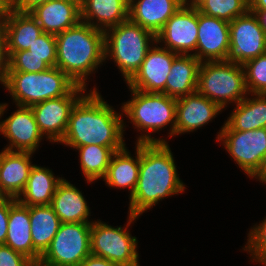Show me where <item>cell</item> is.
<instances>
[{
  "label": "cell",
  "mask_w": 266,
  "mask_h": 266,
  "mask_svg": "<svg viewBox=\"0 0 266 266\" xmlns=\"http://www.w3.org/2000/svg\"><path fill=\"white\" fill-rule=\"evenodd\" d=\"M178 55L164 47L151 46L139 70L126 84L131 89L165 94L167 76Z\"/></svg>",
  "instance_id": "cell-15"
},
{
  "label": "cell",
  "mask_w": 266,
  "mask_h": 266,
  "mask_svg": "<svg viewBox=\"0 0 266 266\" xmlns=\"http://www.w3.org/2000/svg\"><path fill=\"white\" fill-rule=\"evenodd\" d=\"M197 92L222 109L228 102L239 103L249 95L243 65L227 61L201 62Z\"/></svg>",
  "instance_id": "cell-6"
},
{
  "label": "cell",
  "mask_w": 266,
  "mask_h": 266,
  "mask_svg": "<svg viewBox=\"0 0 266 266\" xmlns=\"http://www.w3.org/2000/svg\"><path fill=\"white\" fill-rule=\"evenodd\" d=\"M79 266H118L111 261L90 254Z\"/></svg>",
  "instance_id": "cell-40"
},
{
  "label": "cell",
  "mask_w": 266,
  "mask_h": 266,
  "mask_svg": "<svg viewBox=\"0 0 266 266\" xmlns=\"http://www.w3.org/2000/svg\"><path fill=\"white\" fill-rule=\"evenodd\" d=\"M52 0H10L11 10L30 13L32 10Z\"/></svg>",
  "instance_id": "cell-39"
},
{
  "label": "cell",
  "mask_w": 266,
  "mask_h": 266,
  "mask_svg": "<svg viewBox=\"0 0 266 266\" xmlns=\"http://www.w3.org/2000/svg\"><path fill=\"white\" fill-rule=\"evenodd\" d=\"M196 58L200 62L225 61L230 44L229 22L198 11Z\"/></svg>",
  "instance_id": "cell-16"
},
{
  "label": "cell",
  "mask_w": 266,
  "mask_h": 266,
  "mask_svg": "<svg viewBox=\"0 0 266 266\" xmlns=\"http://www.w3.org/2000/svg\"><path fill=\"white\" fill-rule=\"evenodd\" d=\"M2 22L7 35L9 57L16 51L27 50L34 40L44 33L30 13L10 10Z\"/></svg>",
  "instance_id": "cell-25"
},
{
  "label": "cell",
  "mask_w": 266,
  "mask_h": 266,
  "mask_svg": "<svg viewBox=\"0 0 266 266\" xmlns=\"http://www.w3.org/2000/svg\"><path fill=\"white\" fill-rule=\"evenodd\" d=\"M248 93L266 94V53L243 64Z\"/></svg>",
  "instance_id": "cell-32"
},
{
  "label": "cell",
  "mask_w": 266,
  "mask_h": 266,
  "mask_svg": "<svg viewBox=\"0 0 266 266\" xmlns=\"http://www.w3.org/2000/svg\"><path fill=\"white\" fill-rule=\"evenodd\" d=\"M6 198H7V196L5 195V193L0 188V201L5 200Z\"/></svg>",
  "instance_id": "cell-46"
},
{
  "label": "cell",
  "mask_w": 266,
  "mask_h": 266,
  "mask_svg": "<svg viewBox=\"0 0 266 266\" xmlns=\"http://www.w3.org/2000/svg\"><path fill=\"white\" fill-rule=\"evenodd\" d=\"M33 153L2 150L0 152V188L7 197L18 198L24 191L34 164Z\"/></svg>",
  "instance_id": "cell-20"
},
{
  "label": "cell",
  "mask_w": 266,
  "mask_h": 266,
  "mask_svg": "<svg viewBox=\"0 0 266 266\" xmlns=\"http://www.w3.org/2000/svg\"><path fill=\"white\" fill-rule=\"evenodd\" d=\"M30 14L43 32L56 36L81 21L80 0H52Z\"/></svg>",
  "instance_id": "cell-18"
},
{
  "label": "cell",
  "mask_w": 266,
  "mask_h": 266,
  "mask_svg": "<svg viewBox=\"0 0 266 266\" xmlns=\"http://www.w3.org/2000/svg\"><path fill=\"white\" fill-rule=\"evenodd\" d=\"M185 0H129V19L157 35Z\"/></svg>",
  "instance_id": "cell-21"
},
{
  "label": "cell",
  "mask_w": 266,
  "mask_h": 266,
  "mask_svg": "<svg viewBox=\"0 0 266 266\" xmlns=\"http://www.w3.org/2000/svg\"><path fill=\"white\" fill-rule=\"evenodd\" d=\"M236 104L221 130L249 131L266 128V94H251Z\"/></svg>",
  "instance_id": "cell-27"
},
{
  "label": "cell",
  "mask_w": 266,
  "mask_h": 266,
  "mask_svg": "<svg viewBox=\"0 0 266 266\" xmlns=\"http://www.w3.org/2000/svg\"><path fill=\"white\" fill-rule=\"evenodd\" d=\"M123 148L124 147H104L96 144L77 147L76 149L80 152V166L87 183L103 178L107 172L113 154Z\"/></svg>",
  "instance_id": "cell-30"
},
{
  "label": "cell",
  "mask_w": 266,
  "mask_h": 266,
  "mask_svg": "<svg viewBox=\"0 0 266 266\" xmlns=\"http://www.w3.org/2000/svg\"><path fill=\"white\" fill-rule=\"evenodd\" d=\"M28 55L46 57L50 67H56V36L48 33L41 34L29 46Z\"/></svg>",
  "instance_id": "cell-35"
},
{
  "label": "cell",
  "mask_w": 266,
  "mask_h": 266,
  "mask_svg": "<svg viewBox=\"0 0 266 266\" xmlns=\"http://www.w3.org/2000/svg\"><path fill=\"white\" fill-rule=\"evenodd\" d=\"M10 197L0 201V244H5L8 232Z\"/></svg>",
  "instance_id": "cell-38"
},
{
  "label": "cell",
  "mask_w": 266,
  "mask_h": 266,
  "mask_svg": "<svg viewBox=\"0 0 266 266\" xmlns=\"http://www.w3.org/2000/svg\"><path fill=\"white\" fill-rule=\"evenodd\" d=\"M262 183H265L266 184V178L262 180Z\"/></svg>",
  "instance_id": "cell-48"
},
{
  "label": "cell",
  "mask_w": 266,
  "mask_h": 266,
  "mask_svg": "<svg viewBox=\"0 0 266 266\" xmlns=\"http://www.w3.org/2000/svg\"><path fill=\"white\" fill-rule=\"evenodd\" d=\"M7 104H0V118ZM4 121H0V133L9 140L5 150L34 153L44 135L40 132L33 110L28 106H17Z\"/></svg>",
  "instance_id": "cell-14"
},
{
  "label": "cell",
  "mask_w": 266,
  "mask_h": 266,
  "mask_svg": "<svg viewBox=\"0 0 266 266\" xmlns=\"http://www.w3.org/2000/svg\"><path fill=\"white\" fill-rule=\"evenodd\" d=\"M33 266H44V265H42L41 263H34V265Z\"/></svg>",
  "instance_id": "cell-47"
},
{
  "label": "cell",
  "mask_w": 266,
  "mask_h": 266,
  "mask_svg": "<svg viewBox=\"0 0 266 266\" xmlns=\"http://www.w3.org/2000/svg\"><path fill=\"white\" fill-rule=\"evenodd\" d=\"M34 262L25 255L0 244V266H33Z\"/></svg>",
  "instance_id": "cell-36"
},
{
  "label": "cell",
  "mask_w": 266,
  "mask_h": 266,
  "mask_svg": "<svg viewBox=\"0 0 266 266\" xmlns=\"http://www.w3.org/2000/svg\"><path fill=\"white\" fill-rule=\"evenodd\" d=\"M230 44L225 61L243 65L266 53V35L255 13L248 11L229 22Z\"/></svg>",
  "instance_id": "cell-11"
},
{
  "label": "cell",
  "mask_w": 266,
  "mask_h": 266,
  "mask_svg": "<svg viewBox=\"0 0 266 266\" xmlns=\"http://www.w3.org/2000/svg\"><path fill=\"white\" fill-rule=\"evenodd\" d=\"M1 84L10 92L17 106L28 107L67 95L77 85L58 67L38 73L8 71Z\"/></svg>",
  "instance_id": "cell-5"
},
{
  "label": "cell",
  "mask_w": 266,
  "mask_h": 266,
  "mask_svg": "<svg viewBox=\"0 0 266 266\" xmlns=\"http://www.w3.org/2000/svg\"><path fill=\"white\" fill-rule=\"evenodd\" d=\"M140 167L136 188L129 204V214L139 217L158 201L181 193L185 184L180 180L173 154L163 138L149 133L139 136Z\"/></svg>",
  "instance_id": "cell-1"
},
{
  "label": "cell",
  "mask_w": 266,
  "mask_h": 266,
  "mask_svg": "<svg viewBox=\"0 0 266 266\" xmlns=\"http://www.w3.org/2000/svg\"><path fill=\"white\" fill-rule=\"evenodd\" d=\"M29 217L33 246L42 255L59 230L61 221L50 205L29 206Z\"/></svg>",
  "instance_id": "cell-29"
},
{
  "label": "cell",
  "mask_w": 266,
  "mask_h": 266,
  "mask_svg": "<svg viewBox=\"0 0 266 266\" xmlns=\"http://www.w3.org/2000/svg\"><path fill=\"white\" fill-rule=\"evenodd\" d=\"M252 178H256V179L258 178L260 182L266 178V155L264 156L263 162L258 172Z\"/></svg>",
  "instance_id": "cell-44"
},
{
  "label": "cell",
  "mask_w": 266,
  "mask_h": 266,
  "mask_svg": "<svg viewBox=\"0 0 266 266\" xmlns=\"http://www.w3.org/2000/svg\"><path fill=\"white\" fill-rule=\"evenodd\" d=\"M199 1L200 0H190V1L189 0H185V3H188L189 2L188 4H191V5H194L195 6Z\"/></svg>",
  "instance_id": "cell-45"
},
{
  "label": "cell",
  "mask_w": 266,
  "mask_h": 266,
  "mask_svg": "<svg viewBox=\"0 0 266 266\" xmlns=\"http://www.w3.org/2000/svg\"><path fill=\"white\" fill-rule=\"evenodd\" d=\"M49 68L46 57L28 55V50L16 51L9 57L8 71L38 73Z\"/></svg>",
  "instance_id": "cell-33"
},
{
  "label": "cell",
  "mask_w": 266,
  "mask_h": 266,
  "mask_svg": "<svg viewBox=\"0 0 266 266\" xmlns=\"http://www.w3.org/2000/svg\"><path fill=\"white\" fill-rule=\"evenodd\" d=\"M136 157L133 158L127 148L116 151L103 177L109 187L129 188L132 196L138 181L140 167V142L136 144Z\"/></svg>",
  "instance_id": "cell-26"
},
{
  "label": "cell",
  "mask_w": 266,
  "mask_h": 266,
  "mask_svg": "<svg viewBox=\"0 0 266 266\" xmlns=\"http://www.w3.org/2000/svg\"><path fill=\"white\" fill-rule=\"evenodd\" d=\"M249 11L255 13V15L259 20L260 26L266 35V10H249Z\"/></svg>",
  "instance_id": "cell-41"
},
{
  "label": "cell",
  "mask_w": 266,
  "mask_h": 266,
  "mask_svg": "<svg viewBox=\"0 0 266 266\" xmlns=\"http://www.w3.org/2000/svg\"><path fill=\"white\" fill-rule=\"evenodd\" d=\"M195 7L205 15L231 22L249 11V0H200Z\"/></svg>",
  "instance_id": "cell-31"
},
{
  "label": "cell",
  "mask_w": 266,
  "mask_h": 266,
  "mask_svg": "<svg viewBox=\"0 0 266 266\" xmlns=\"http://www.w3.org/2000/svg\"><path fill=\"white\" fill-rule=\"evenodd\" d=\"M29 206L10 197L8 232L5 245L17 251L34 263H38L41 254L34 248L31 237Z\"/></svg>",
  "instance_id": "cell-19"
},
{
  "label": "cell",
  "mask_w": 266,
  "mask_h": 266,
  "mask_svg": "<svg viewBox=\"0 0 266 266\" xmlns=\"http://www.w3.org/2000/svg\"><path fill=\"white\" fill-rule=\"evenodd\" d=\"M155 42L154 33L127 19L104 31L105 60L108 56L114 60L127 83Z\"/></svg>",
  "instance_id": "cell-4"
},
{
  "label": "cell",
  "mask_w": 266,
  "mask_h": 266,
  "mask_svg": "<svg viewBox=\"0 0 266 266\" xmlns=\"http://www.w3.org/2000/svg\"><path fill=\"white\" fill-rule=\"evenodd\" d=\"M249 10H266V0H249Z\"/></svg>",
  "instance_id": "cell-43"
},
{
  "label": "cell",
  "mask_w": 266,
  "mask_h": 266,
  "mask_svg": "<svg viewBox=\"0 0 266 266\" xmlns=\"http://www.w3.org/2000/svg\"><path fill=\"white\" fill-rule=\"evenodd\" d=\"M80 9L81 21L102 31L129 19V0H80Z\"/></svg>",
  "instance_id": "cell-22"
},
{
  "label": "cell",
  "mask_w": 266,
  "mask_h": 266,
  "mask_svg": "<svg viewBox=\"0 0 266 266\" xmlns=\"http://www.w3.org/2000/svg\"><path fill=\"white\" fill-rule=\"evenodd\" d=\"M222 108L197 91L176 99L175 135L192 132L208 124Z\"/></svg>",
  "instance_id": "cell-17"
},
{
  "label": "cell",
  "mask_w": 266,
  "mask_h": 266,
  "mask_svg": "<svg viewBox=\"0 0 266 266\" xmlns=\"http://www.w3.org/2000/svg\"><path fill=\"white\" fill-rule=\"evenodd\" d=\"M62 180V177H55L49 168L34 165L26 187L17 200L26 206L50 205L56 188Z\"/></svg>",
  "instance_id": "cell-28"
},
{
  "label": "cell",
  "mask_w": 266,
  "mask_h": 266,
  "mask_svg": "<svg viewBox=\"0 0 266 266\" xmlns=\"http://www.w3.org/2000/svg\"><path fill=\"white\" fill-rule=\"evenodd\" d=\"M10 0H0V21L10 12Z\"/></svg>",
  "instance_id": "cell-42"
},
{
  "label": "cell",
  "mask_w": 266,
  "mask_h": 266,
  "mask_svg": "<svg viewBox=\"0 0 266 266\" xmlns=\"http://www.w3.org/2000/svg\"><path fill=\"white\" fill-rule=\"evenodd\" d=\"M126 228H115L103 221H94L91 226V254L105 258L118 266H140L138 264L137 238L129 233L128 226L137 216L128 214Z\"/></svg>",
  "instance_id": "cell-8"
},
{
  "label": "cell",
  "mask_w": 266,
  "mask_h": 266,
  "mask_svg": "<svg viewBox=\"0 0 266 266\" xmlns=\"http://www.w3.org/2000/svg\"><path fill=\"white\" fill-rule=\"evenodd\" d=\"M121 116L94 88L89 94H84L72 108L66 133L60 143L74 149L90 144L125 147V125Z\"/></svg>",
  "instance_id": "cell-2"
},
{
  "label": "cell",
  "mask_w": 266,
  "mask_h": 266,
  "mask_svg": "<svg viewBox=\"0 0 266 266\" xmlns=\"http://www.w3.org/2000/svg\"><path fill=\"white\" fill-rule=\"evenodd\" d=\"M251 228L248 234V242L245 245L244 251H248L253 260L266 265V218L262 223Z\"/></svg>",
  "instance_id": "cell-34"
},
{
  "label": "cell",
  "mask_w": 266,
  "mask_h": 266,
  "mask_svg": "<svg viewBox=\"0 0 266 266\" xmlns=\"http://www.w3.org/2000/svg\"><path fill=\"white\" fill-rule=\"evenodd\" d=\"M198 9L185 3L167 21L163 29L156 35V44H165L164 48L182 55L196 57L198 38Z\"/></svg>",
  "instance_id": "cell-13"
},
{
  "label": "cell",
  "mask_w": 266,
  "mask_h": 266,
  "mask_svg": "<svg viewBox=\"0 0 266 266\" xmlns=\"http://www.w3.org/2000/svg\"><path fill=\"white\" fill-rule=\"evenodd\" d=\"M132 99L122 105V112L138 130L156 132L170 126V136L175 135L176 99L163 93H147L131 89Z\"/></svg>",
  "instance_id": "cell-7"
},
{
  "label": "cell",
  "mask_w": 266,
  "mask_h": 266,
  "mask_svg": "<svg viewBox=\"0 0 266 266\" xmlns=\"http://www.w3.org/2000/svg\"><path fill=\"white\" fill-rule=\"evenodd\" d=\"M217 141H223L226 151L249 177L259 170L266 155V128L236 131L220 130Z\"/></svg>",
  "instance_id": "cell-10"
},
{
  "label": "cell",
  "mask_w": 266,
  "mask_h": 266,
  "mask_svg": "<svg viewBox=\"0 0 266 266\" xmlns=\"http://www.w3.org/2000/svg\"><path fill=\"white\" fill-rule=\"evenodd\" d=\"M50 206L61 223H92L88 220L90 209L81 191L63 179L57 186Z\"/></svg>",
  "instance_id": "cell-23"
},
{
  "label": "cell",
  "mask_w": 266,
  "mask_h": 266,
  "mask_svg": "<svg viewBox=\"0 0 266 266\" xmlns=\"http://www.w3.org/2000/svg\"><path fill=\"white\" fill-rule=\"evenodd\" d=\"M87 88L76 85L67 95L31 106L40 132L51 142L64 137L72 108Z\"/></svg>",
  "instance_id": "cell-12"
},
{
  "label": "cell",
  "mask_w": 266,
  "mask_h": 266,
  "mask_svg": "<svg viewBox=\"0 0 266 266\" xmlns=\"http://www.w3.org/2000/svg\"><path fill=\"white\" fill-rule=\"evenodd\" d=\"M201 62L192 54H179L172 63L165 83V94L178 99L197 91Z\"/></svg>",
  "instance_id": "cell-24"
},
{
  "label": "cell",
  "mask_w": 266,
  "mask_h": 266,
  "mask_svg": "<svg viewBox=\"0 0 266 266\" xmlns=\"http://www.w3.org/2000/svg\"><path fill=\"white\" fill-rule=\"evenodd\" d=\"M91 226L92 223H61L39 263L44 266H79L91 254Z\"/></svg>",
  "instance_id": "cell-9"
},
{
  "label": "cell",
  "mask_w": 266,
  "mask_h": 266,
  "mask_svg": "<svg viewBox=\"0 0 266 266\" xmlns=\"http://www.w3.org/2000/svg\"><path fill=\"white\" fill-rule=\"evenodd\" d=\"M9 69V55L7 52V35L3 25L0 21V82L2 83L8 73Z\"/></svg>",
  "instance_id": "cell-37"
},
{
  "label": "cell",
  "mask_w": 266,
  "mask_h": 266,
  "mask_svg": "<svg viewBox=\"0 0 266 266\" xmlns=\"http://www.w3.org/2000/svg\"><path fill=\"white\" fill-rule=\"evenodd\" d=\"M105 61L104 31L80 21L56 35V67L77 85Z\"/></svg>",
  "instance_id": "cell-3"
}]
</instances>
